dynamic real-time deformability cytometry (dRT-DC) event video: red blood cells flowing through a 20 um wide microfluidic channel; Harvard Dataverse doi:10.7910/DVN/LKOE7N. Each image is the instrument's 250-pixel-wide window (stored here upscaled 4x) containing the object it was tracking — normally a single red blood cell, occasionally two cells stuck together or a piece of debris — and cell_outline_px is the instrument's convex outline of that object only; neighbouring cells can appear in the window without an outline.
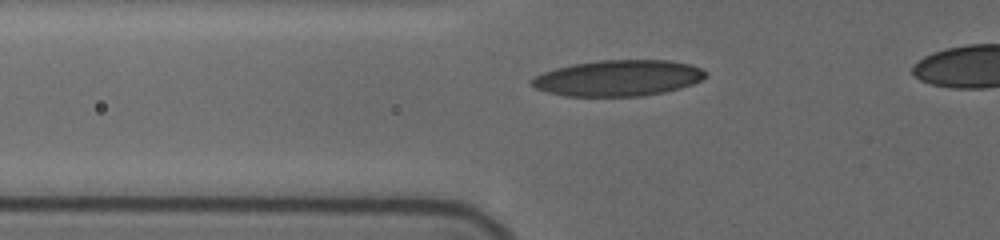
{"species": "human", "species_latin": "Homo sapiens", "temperature_condition": "cold", "stored_images_in_passage": 4, "segment_of_instrument_passage": [1, 2], "camera_frame_rate_fps": 3000, "um_per_image_px": 0.085, "donor": {"sex": "female"}, "frame": {"image": 1, "passage_image": 2, "time_ms": 0.333, "image_size_px": [1000, 240], "cell_outline_px": [[704, 76], [700, 80], [692, 84], [680, 88], [664, 92], [640, 96], [568, 96], [548, 92], [536, 88], [532, 84], [532, 80], [536, 76], [544, 72], [556, 68], [572, 64], [596, 60], [672, 60], [688, 64], [700, 68], [704, 72]], "centroid_in_image_um": [52.54, 6.63], "position_along_channel_um": 73.3, "area_um2": 36.13}}